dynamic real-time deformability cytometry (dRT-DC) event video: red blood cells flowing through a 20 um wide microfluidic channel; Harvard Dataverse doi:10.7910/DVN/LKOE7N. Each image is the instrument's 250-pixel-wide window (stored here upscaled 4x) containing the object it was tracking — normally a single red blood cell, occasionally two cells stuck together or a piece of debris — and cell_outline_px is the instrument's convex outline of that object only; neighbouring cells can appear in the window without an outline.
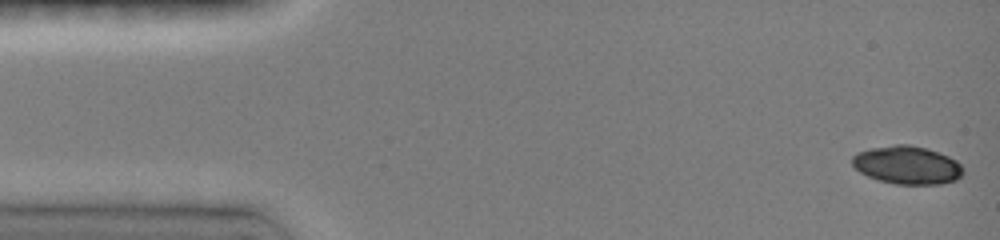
{"species": "common noctule bat (a hibernating species)", "species_latin": "Nyctalus noctula", "temperature_condition": "room temperature", "stored_images_in_passage": 4, "camera_frame_rate_fps": 3000, "um_per_image_px": 0.085, "animal": {"sex": "female", "body_mass_g": 19.0, "forearm_length_mm": 51.5}, "frame": {"image": 1, "passage_image": 1, "time_ms": 0.0, "image_size_px": [1000, 240], "cell_outline_px": [[964, 172], [956, 180], [940, 184], [896, 184], [880, 180], [868, 176], [860, 172], [852, 164], [852, 156], [856, 152], [872, 148], [896, 144], [908, 144], [924, 148], [948, 156], [956, 160], [964, 168]], "centroid_in_image_um": [77.11, 14.03], "position_along_channel_um": 7.9, "area_um2": 24.51}}
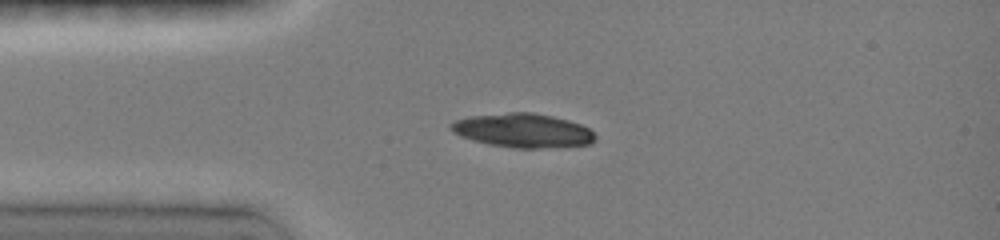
{"frame": {"image": 2, "passage_image": 4, "time_ms": 3.333, "image_size_px": [1000, 240], "cell_outline_px": [[596, 136], [592, 144], [540, 148], [512, 148], [488, 144], [472, 140], [460, 136], [452, 132], [448, 128], [456, 120], [472, 116], [508, 112], [532, 112], [552, 116], [568, 120], [580, 124], [588, 128]], "centroid_in_image_um": [44.43, 11.09], "position_along_channel_um": 40.6, "area_um2": 28.55}}